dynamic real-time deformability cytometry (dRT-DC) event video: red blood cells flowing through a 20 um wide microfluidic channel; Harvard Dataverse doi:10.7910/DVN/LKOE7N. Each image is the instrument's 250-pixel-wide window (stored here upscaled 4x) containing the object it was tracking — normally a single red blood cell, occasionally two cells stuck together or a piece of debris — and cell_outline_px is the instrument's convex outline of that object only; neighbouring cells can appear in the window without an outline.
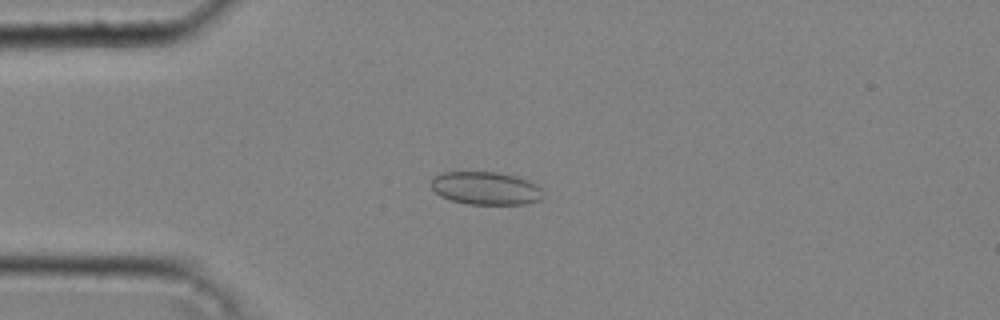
{"species": "common noctule bat (a hibernating species)", "species_latin": "Nyctalus noctula", "temperature_condition": "cold", "stored_images_in_passage": 44, "camera_frame_rate_fps": 3000, "um_per_image_px": 0.085, "animal": {"sex": "male", "body_mass_g": 20.4}, "frame": {"image": 1, "passage_image": 11, "time_ms": 3.333, "image_size_px": [1000, 320], "cell_outline_px": [[544, 196], [540, 200], [524, 204], [468, 204], [452, 200], [440, 196], [432, 188], [432, 176], [444, 172], [496, 172], [516, 176], [528, 180], [536, 184], [540, 188]], "centroid_in_image_um": [41.29, 16.0], "position_along_channel_um": 43.7, "area_um2": 21.5}}
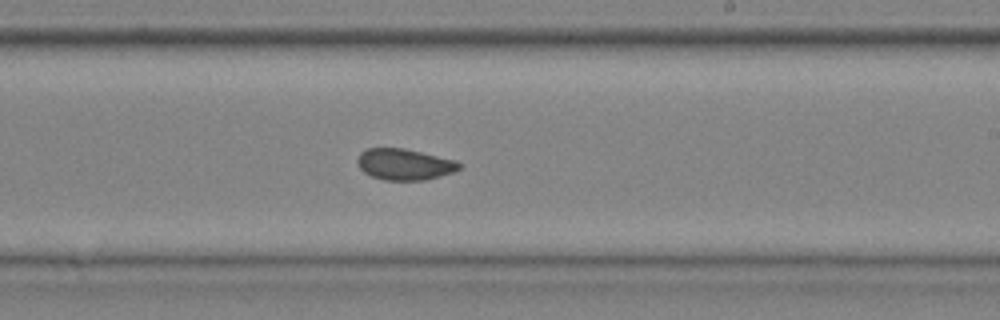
{"frame": {"image": 2, "passage_image": 27, "time_ms": 8.667, "image_size_px": [1000, 320], "cell_outline_px": [[460, 168], [452, 172], [440, 176], [424, 180], [384, 180], [372, 176], [364, 172], [360, 168], [356, 160], [360, 152], [368, 148], [404, 148], [456, 160], [460, 164]], "centroid_in_image_um": [34.35, 13.96], "position_along_channel_um": 254.6, "area_um2": 18.44}}
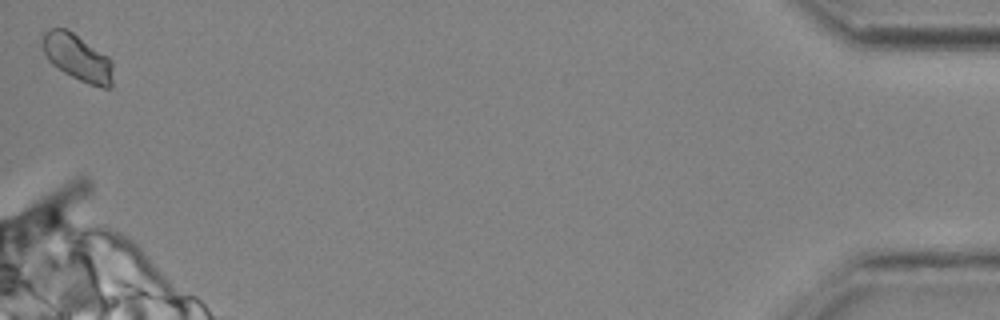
{"frame": {"image": 3, "passage_image": 44, "time_ms": 14.333, "image_size_px": [1000, 320], "cell_outline_px": [[112, 88], [104, 88], [88, 84], [64, 72], [52, 64], [48, 60], [40, 44], [40, 40], [44, 32], [48, 28], [68, 28], [108, 56], [112, 64]], "centroid_in_image_um": [6.55, 4.86], "position_along_channel_um": 428.6, "area_um2": 19.42}, "authors_computed_cell_mechanics": {"area_um2": 19.0162, "velocity_mm_per_s": 4.3047, "shape_relaxation_time_tau1_ms": null, "shape_relaxation_time_tau2_ms": 1.3311, "deformation_change_tau1": null, "deformation_change_tau2": 0.0578}}